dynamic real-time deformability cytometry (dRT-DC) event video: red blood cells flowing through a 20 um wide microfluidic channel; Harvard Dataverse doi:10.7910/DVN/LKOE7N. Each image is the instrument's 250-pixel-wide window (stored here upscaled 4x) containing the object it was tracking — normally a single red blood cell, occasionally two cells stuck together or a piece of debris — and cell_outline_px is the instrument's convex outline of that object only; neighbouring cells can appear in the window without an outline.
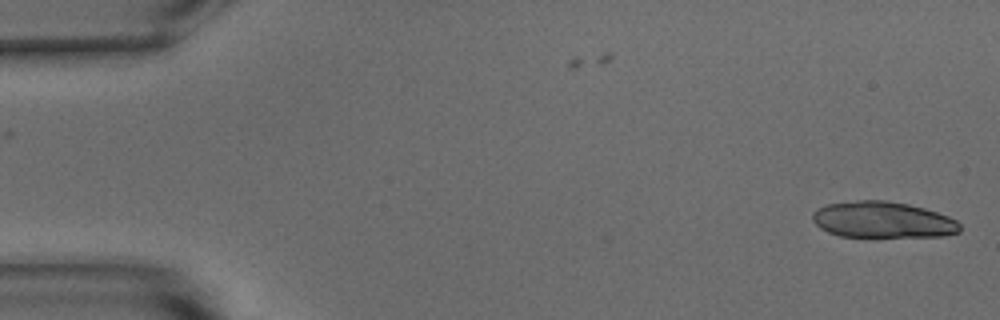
{"species": "common noctule bat (a hibernating species)", "species_latin": "Nyctalus noctula", "temperature_condition": "warm", "stored_images_in_passage": 47, "camera_frame_rate_fps": 3000, "um_per_image_px": 0.085, "animal": {"sex": "male", "body_mass_g": 15.6}, "frame": {"image": 1, "passage_image": 1, "time_ms": 0.0, "image_size_px": [1000, 320], "cell_outline_px": [[960, 232], [944, 236], [872, 240], [840, 236], [828, 232], [820, 228], [812, 220], [812, 212], [828, 204], [856, 200], [884, 200], [908, 204], [924, 208], [948, 216], [956, 220], [960, 224]], "centroid_in_image_um": [75.04, 18.75], "position_along_channel_um": 10.0, "area_um2": 32.43}}
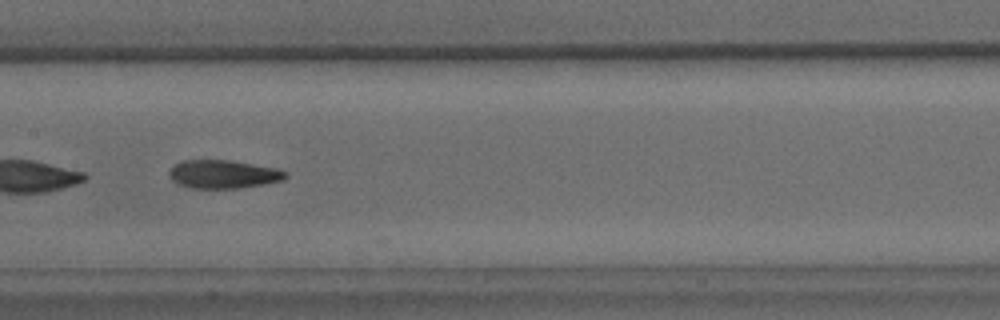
{"frame": {"image": 2, "passage_image": 26, "time_ms": 8.333, "image_size_px": [1000, 320], "cell_outline_px": [[288, 176], [284, 180], [264, 184], [236, 188], [192, 188], [176, 184], [168, 176], [168, 172], [180, 160], [232, 160], [276, 168], [288, 172]], "centroid_in_image_um": [18.98, 14.8], "position_along_channel_um": 188.4, "area_um2": 19.36}, "authors_computed_cell_mechanics": {"area_um2": 20.3456, "velocity_mm_per_s": 3.8186, "shape_relaxation_time_tau1_ms": 8.6935, "shape_relaxation_time_tau2_ms": 2.9798, "deformation_change_tau1": 0.2476, "deformation_change_tau2": 0.1064}}